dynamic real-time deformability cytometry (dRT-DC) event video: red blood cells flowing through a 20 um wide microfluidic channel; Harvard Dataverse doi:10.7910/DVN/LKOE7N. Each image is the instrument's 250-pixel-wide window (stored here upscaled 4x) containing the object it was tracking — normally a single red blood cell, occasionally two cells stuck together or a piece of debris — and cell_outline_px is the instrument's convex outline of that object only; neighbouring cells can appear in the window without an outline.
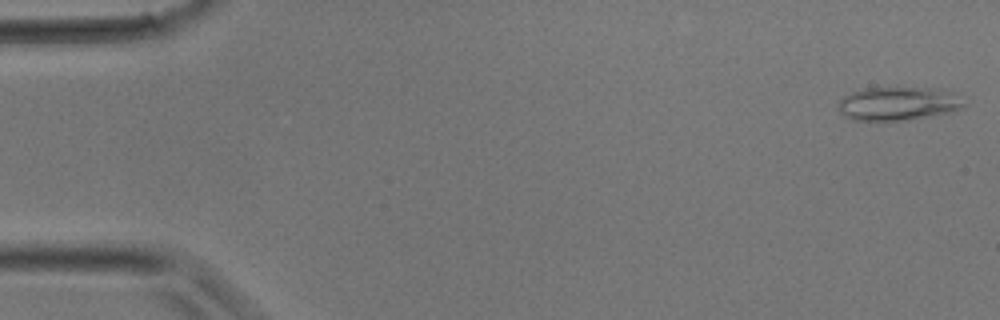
{"species": "common noctule bat (a hibernating species)", "species_latin": "Nyctalus noctula", "temperature_condition": "room temperature", "stored_images_in_passage": 34, "camera_frame_rate_fps": 3000, "um_per_image_px": 0.085, "animal": {"sex": "male", "body_mass_g": 17.9}, "frame": {"image": 1, "passage_image": 1, "time_ms": 0.0, "image_size_px": [1000, 320], "cell_outline_px": [[964, 108], [952, 112], [904, 120], [852, 120], [844, 116], [840, 112], [836, 104], [844, 96], [852, 92], [864, 88], [932, 88], [964, 104]], "centroid_in_image_um": [76.16, 8.83], "position_along_channel_um": 8.8, "area_um2": 23.64}}
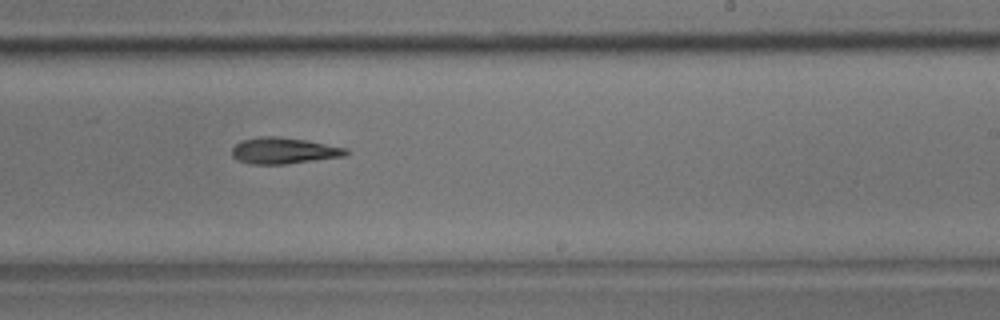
{"frame": {"image": 2, "passage_image": 21, "time_ms": 6.667, "image_size_px": [1000, 320], "cell_outline_px": [[348, 152], [344, 156], [284, 164], [252, 164], [236, 160], [232, 156], [232, 148], [236, 144], [244, 140], [260, 136], [276, 136], [308, 140], [348, 148]], "centroid_in_image_um": [24.11, 12.8], "position_along_channel_um": 264.9, "area_um2": 17.4}}
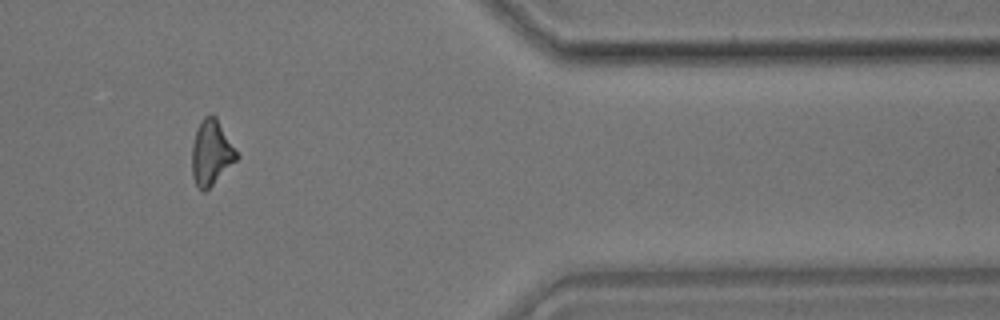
{"frame": {"image": 3, "passage_image": 29, "time_ms": 9.333, "image_size_px": [1000, 320], "cell_outline_px": [[240, 156], [204, 192], [196, 184], [192, 176], [192, 144], [200, 120], [204, 116], [212, 112], [216, 116]], "centroid_in_image_um": [17.95, 12.92], "position_along_channel_um": 393.4, "area_um2": 16.82}}